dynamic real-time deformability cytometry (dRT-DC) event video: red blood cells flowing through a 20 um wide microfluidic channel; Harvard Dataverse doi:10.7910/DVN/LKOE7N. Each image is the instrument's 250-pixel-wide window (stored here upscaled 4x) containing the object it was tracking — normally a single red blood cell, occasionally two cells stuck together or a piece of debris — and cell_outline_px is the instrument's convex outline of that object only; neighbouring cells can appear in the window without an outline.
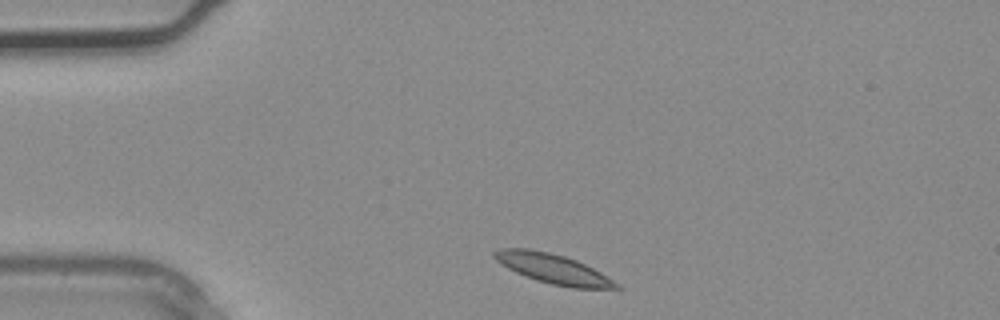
{"species": "common noctule bat (a hibernating species)", "species_latin": "Nyctalus noctula", "temperature_condition": "warm", "stored_images_in_passage": 2, "camera_frame_rate_fps": 3000, "um_per_image_px": 0.085, "animal": {"sex": "male", "body_mass_g": 20.4}, "frame": {"image": 1, "passage_image": 1, "time_ms": 0.0, "image_size_px": [1000, 320], "cell_outline_px": [[620, 288], [572, 288], [552, 284], [536, 280], [516, 272], [500, 264], [492, 256], [492, 252], [500, 248], [528, 248], [548, 252], [564, 256], [576, 260], [600, 272], [620, 284]], "centroid_in_image_um": [46.97, 22.83], "position_along_channel_um": 38.0, "area_um2": 20.92}}
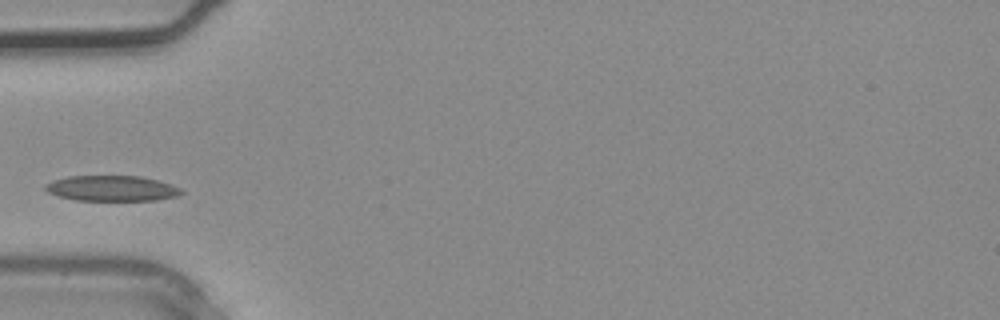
{"frame": {"image": 2, "passage_image": 2, "time_ms": 0.333, "image_size_px": [1000, 320], "cell_outline_px": [[184, 192], [180, 196], [156, 200], [76, 200], [56, 196], [48, 192], [44, 188], [44, 184], [52, 180], [68, 176], [140, 176], [156, 180], [180, 188]], "centroid_in_image_um": [9.47, 16.01], "position_along_channel_um": 75.5, "area_um2": 20.23}}